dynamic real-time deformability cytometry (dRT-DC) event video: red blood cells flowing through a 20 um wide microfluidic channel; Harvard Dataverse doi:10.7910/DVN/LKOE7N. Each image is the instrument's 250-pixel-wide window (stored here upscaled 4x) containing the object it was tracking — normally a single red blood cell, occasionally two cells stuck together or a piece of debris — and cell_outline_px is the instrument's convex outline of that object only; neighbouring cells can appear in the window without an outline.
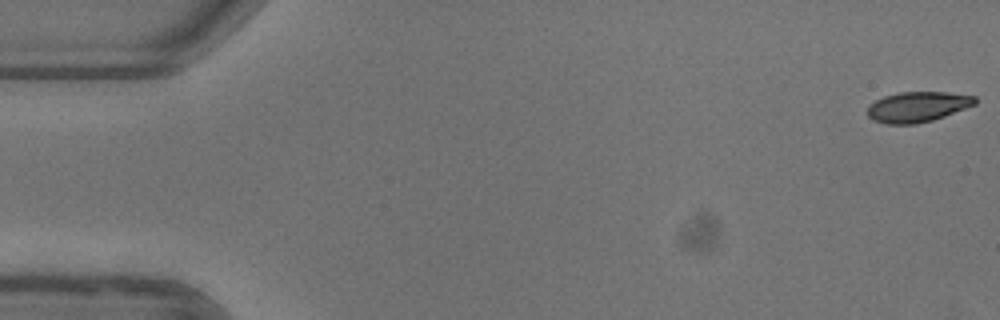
{"species": "common noctule bat (a hibernating species)", "species_latin": "Nyctalus noctula", "temperature_condition": "warm", "stored_images_in_passage": 53, "camera_frame_rate_fps": 3000, "um_per_image_px": 0.085, "animal": {"sex": "female"}, "frame": {"image": 1, "passage_image": 1, "time_ms": 0.0, "image_size_px": [1000, 320], "cell_outline_px": [[976, 104], [944, 116], [932, 120], [916, 124], [888, 124], [872, 120], [868, 116], [868, 104], [884, 96], [900, 92], [948, 92], [976, 96]], "centroid_in_image_um": [77.98, 9.08], "position_along_channel_um": 7.0, "area_um2": 19.02}}
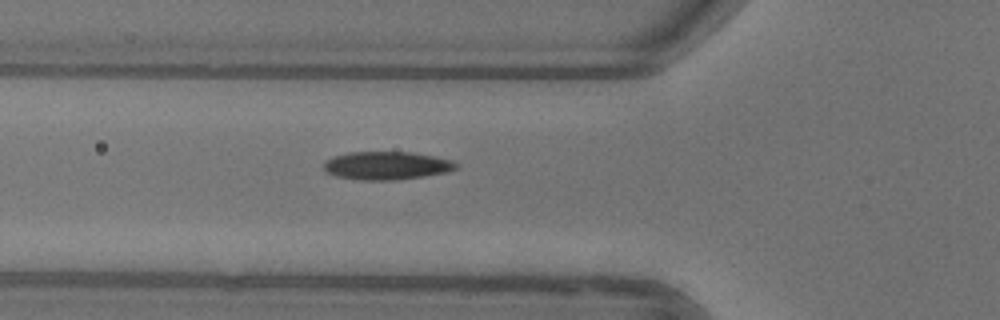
{"frame": {"image": 2, "passage_image": 19, "time_ms": 6.0, "image_size_px": [1000, 320], "cell_outline_px": [[460, 164], [456, 168], [448, 172], [424, 176], [396, 180], [360, 180], [336, 176], [328, 172], [324, 168], [324, 164], [332, 156], [348, 152], [412, 152], [452, 160]], "centroid_in_image_um": [32.89, 14.07], "position_along_channel_um": 92.9, "area_um2": 21.68}}
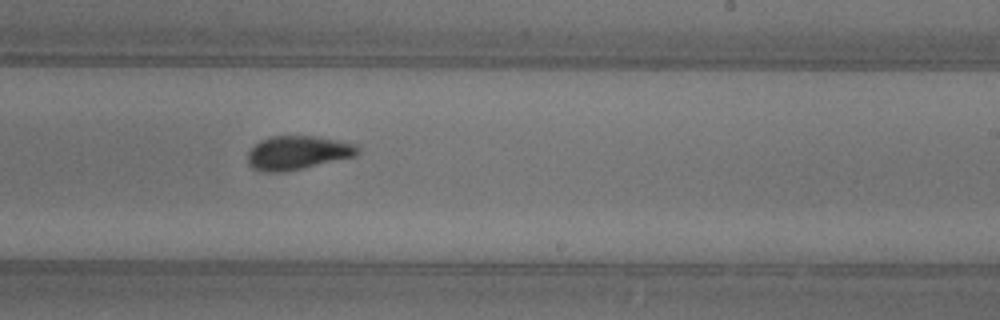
{"frame": {"image": 3, "passage_image": 32, "time_ms": 10.333, "image_size_px": [1000, 320], "cell_outline_px": [[360, 152], [356, 156], [304, 168], [280, 172], [268, 172], [252, 168], [248, 164], [248, 152], [260, 140], [268, 136], [316, 136], [360, 144]], "centroid_in_image_um": [25.35, 12.97], "position_along_channel_um": 263.6, "area_um2": 21.85}, "authors_computed_cell_mechanics": {"area_um2": 20.7502, "velocity_mm_per_s": 3.9373, "shape_relaxation_time_tau1_ms": 4.9149, "shape_relaxation_time_tau2_ms": 1.8611, "deformation_change_tau1": 0.1621, "deformation_change_tau2": 0.0642}}